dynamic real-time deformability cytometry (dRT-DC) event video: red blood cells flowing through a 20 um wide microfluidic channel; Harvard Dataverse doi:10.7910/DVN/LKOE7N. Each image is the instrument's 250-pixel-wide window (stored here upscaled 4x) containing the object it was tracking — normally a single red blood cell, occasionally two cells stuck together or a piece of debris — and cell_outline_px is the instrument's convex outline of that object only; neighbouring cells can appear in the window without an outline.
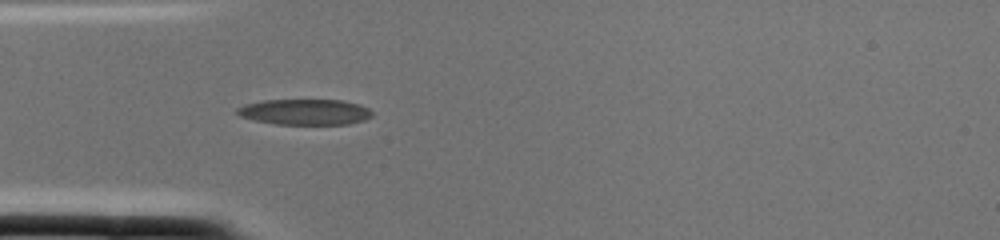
{"species": "common noctule bat (a hibernating species)", "species_latin": "Nyctalus noctula", "temperature_condition": "cold", "stored_images_in_passage": 2, "camera_frame_rate_fps": 3000, "um_per_image_px": 0.085, "animal": {"sex": "female", "body_mass_g": 22.0, "forearm_length_mm": 56.7}, "frame": {"image": 1, "passage_image": 2, "time_ms": 0.333, "image_size_px": [1000, 240], "cell_outline_px": [[372, 116], [364, 120], [348, 124], [276, 124], [256, 120], [240, 116], [236, 112], [236, 108], [244, 104], [264, 100], [344, 100], [360, 104], [368, 108], [372, 112]], "centroid_in_image_um": [25.93, 9.51], "position_along_channel_um": 59.1, "area_um2": 20.23}}